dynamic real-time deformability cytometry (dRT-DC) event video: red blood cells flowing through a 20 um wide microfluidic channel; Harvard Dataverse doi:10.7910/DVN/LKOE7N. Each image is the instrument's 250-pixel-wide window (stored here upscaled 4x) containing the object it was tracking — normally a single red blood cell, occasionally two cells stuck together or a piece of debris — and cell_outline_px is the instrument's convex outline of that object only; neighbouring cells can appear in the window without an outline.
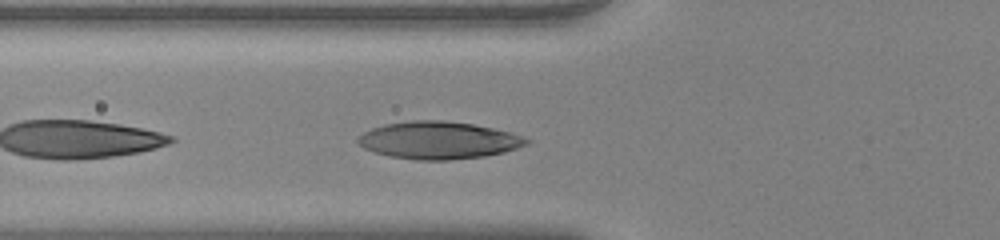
{"species": "human", "species_latin": "Homo sapiens", "temperature_condition": "warm", "stored_images_in_passage": 13, "camera_frame_rate_fps": 3000, "um_per_image_px": 0.085, "donor": {"sex": "female"}, "frame": {"image": 1, "passage_image": 3, "time_ms": 0.667, "image_size_px": [1000, 240], "cell_outline_px": [[532, 140], [528, 144], [504, 152], [484, 156], [448, 160], [416, 160], [388, 156], [364, 148], [356, 140], [364, 132], [372, 128], [384, 124], [412, 120], [444, 120], [472, 124], [512, 132], [524, 136]], "centroid_in_image_um": [37.3, 11.92], "position_along_channel_um": 88.5, "area_um2": 36.76}}
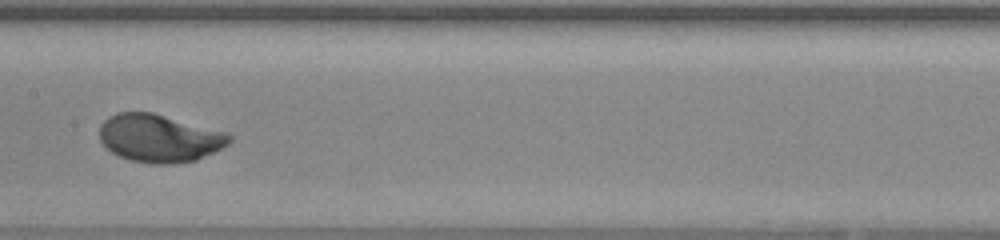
{"frame": {"image": 2, "passage_image": 11, "time_ms": 3.333, "image_size_px": [1000, 240], "cell_outline_px": [[232, 140], [228, 144], [196, 160], [172, 164], [152, 164], [132, 160], [120, 156], [104, 148], [100, 140], [100, 124], [108, 116], [116, 112], [152, 112], [224, 132], [232, 136]], "centroid_in_image_um": [13.49, 11.74], "position_along_channel_um": 193.9, "area_um2": 36.01}}